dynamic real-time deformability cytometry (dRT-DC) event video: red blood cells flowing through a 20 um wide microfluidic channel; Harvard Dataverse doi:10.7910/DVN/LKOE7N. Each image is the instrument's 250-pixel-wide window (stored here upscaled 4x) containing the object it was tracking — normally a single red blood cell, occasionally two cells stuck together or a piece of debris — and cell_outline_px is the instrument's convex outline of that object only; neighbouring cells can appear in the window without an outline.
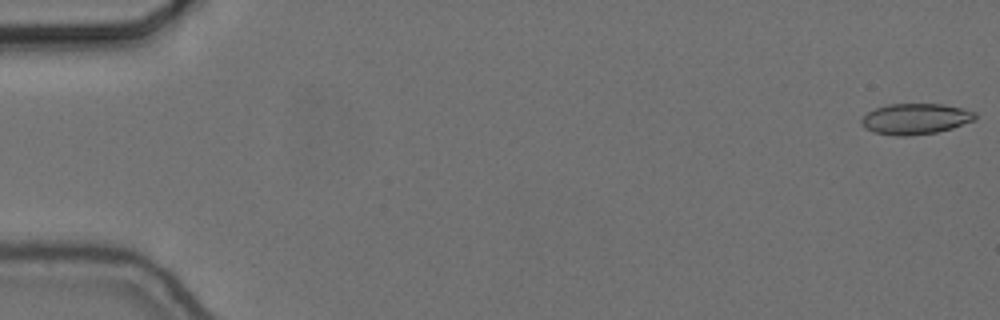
{"species": "common noctule bat (a hibernating species)", "species_latin": "Nyctalus noctula", "temperature_condition": "cold", "stored_images_in_passage": 56, "camera_frame_rate_fps": 3000, "um_per_image_px": 0.085, "animal": {"sex": "female", "body_mass_g": 24.6, "forearm_length_mm": 56.2}, "frame": {"image": 1, "passage_image": 1, "time_ms": 0.0, "image_size_px": [1000, 320], "cell_outline_px": [[976, 120], [952, 128], [936, 132], [908, 136], [896, 136], [872, 132], [864, 128], [860, 124], [860, 120], [868, 112], [876, 108], [888, 104], [944, 104], [976, 112]], "centroid_in_image_um": [77.79, 10.11], "position_along_channel_um": 7.2, "area_um2": 20.52}}
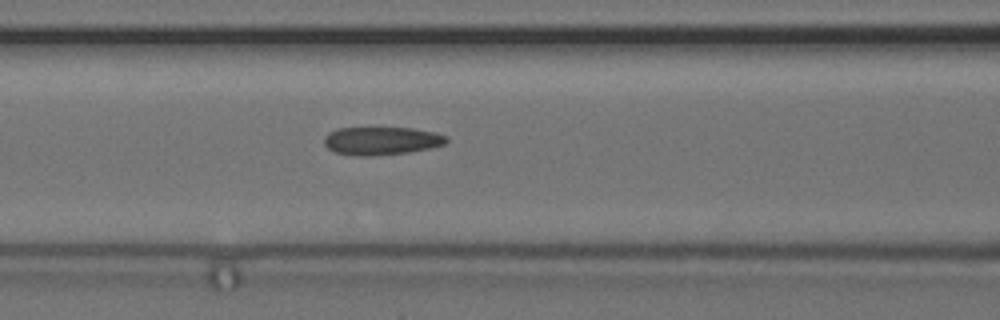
{"frame": {"image": 2, "passage_image": 24, "time_ms": 7.667, "image_size_px": [1000, 320], "cell_outline_px": [[448, 140], [444, 144], [432, 148], [408, 152], [372, 156], [352, 156], [336, 152], [328, 148], [324, 144], [324, 136], [328, 132], [336, 128], [412, 128], [436, 132], [448, 136]], "centroid_in_image_um": [32.42, 11.97], "position_along_channel_um": 134.2, "area_um2": 20.23}}
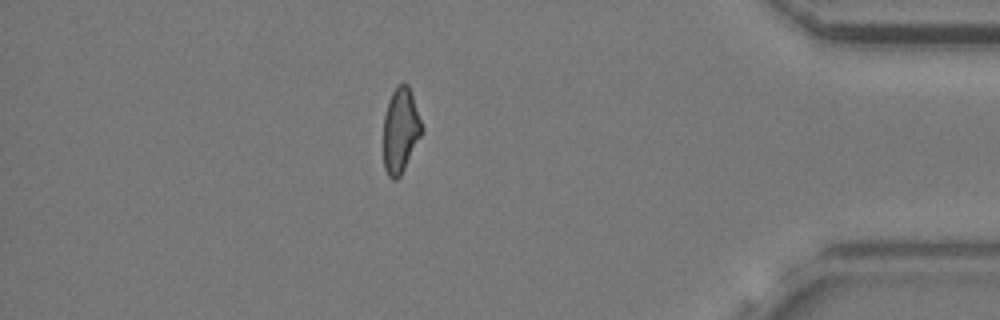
{"frame": {"image": 3, "passage_image": 49, "time_ms": 16.0, "image_size_px": [1000, 320], "cell_outline_px": [[424, 132], [400, 176], [396, 180], [392, 180], [388, 176], [384, 168], [384, 116], [388, 100], [396, 84], [408, 84], [412, 92], [424, 128]], "centroid_in_image_um": [34.07, 11.06], "position_along_channel_um": 401.1, "area_um2": 19.36}, "authors_computed_cell_mechanics": {"area_um2": 20.2878, "velocity_mm_per_s": 3.6814, "shape_relaxation_time_tau1_ms": 4.8246, "shape_relaxation_time_tau2_ms": 2.3314, "deformation_change_tau1": 0.1239, "deformation_change_tau2": 0.1012}}